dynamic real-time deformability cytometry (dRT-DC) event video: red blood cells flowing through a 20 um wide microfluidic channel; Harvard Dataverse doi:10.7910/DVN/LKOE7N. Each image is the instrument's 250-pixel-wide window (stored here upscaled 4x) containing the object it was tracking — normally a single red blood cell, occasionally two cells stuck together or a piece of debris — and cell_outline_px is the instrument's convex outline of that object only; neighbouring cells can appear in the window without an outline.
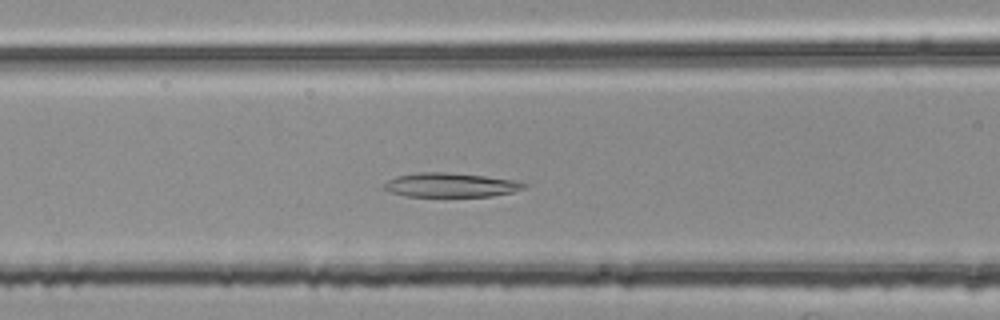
{"species": "common noctule bat (a hibernating species)", "species_latin": "Nyctalus noctula", "temperature_condition": "room temperature", "stored_images_in_passage": 48, "camera_frame_rate_fps": 3000, "um_per_image_px": 0.085, "animal": {"sex": "female", "body_mass_g": 25.1}, "frame": {"image": 1, "passage_image": 19, "time_ms": 6.0, "image_size_px": [1000, 320], "cell_outline_px": [[528, 188], [512, 192], [492, 196], [444, 200], [404, 196], [388, 192], [384, 188], [384, 184], [388, 180], [396, 176], [420, 172], [444, 172], [484, 176], [516, 180], [528, 184]], "centroid_in_image_um": [38.3, 15.79], "position_along_channel_um": 128.3, "area_um2": 21.04}}
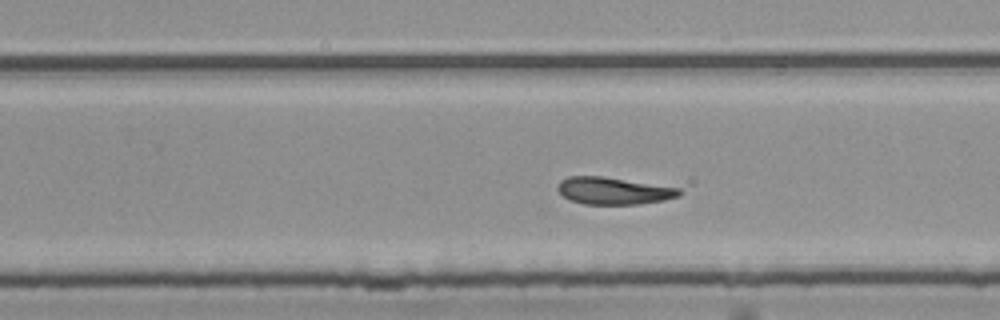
{"frame": {"image": 2, "passage_image": 31, "time_ms": 10.0, "image_size_px": [1000, 320], "cell_outline_px": [[684, 192], [680, 196], [664, 200], [636, 204], [584, 204], [572, 200], [564, 196], [556, 188], [560, 180], [568, 176], [604, 176], [680, 188]], "centroid_in_image_um": [52.17, 16.21], "position_along_channel_um": 277.6, "area_um2": 19.25}}
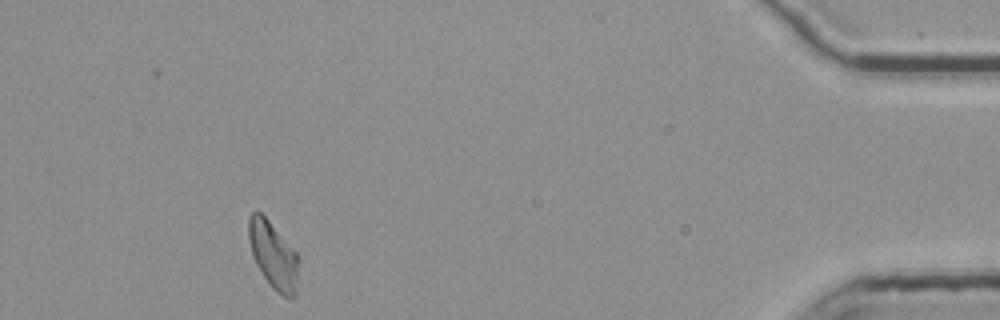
{"frame": {"image": 3, "passage_image": 47, "time_ms": 15.333, "image_size_px": [1000, 320], "cell_outline_px": [[300, 260], [296, 296], [292, 300], [276, 292], [272, 288], [256, 264], [252, 256], [248, 240], [248, 216], [252, 212], [260, 212], [268, 220], [296, 252]], "centroid_in_image_um": [23.25, 21.73], "position_along_channel_um": 412.0, "area_um2": 19.77}, "authors_computed_cell_mechanics": {"area_um2": 20.23, "velocity_mm_per_s": 3.7503, "shape_relaxation_time_tau1_ms": null, "shape_relaxation_time_tau2_ms": 11.0011, "deformation_change_tau1": null, "deformation_change_tau2": 0.1983}}